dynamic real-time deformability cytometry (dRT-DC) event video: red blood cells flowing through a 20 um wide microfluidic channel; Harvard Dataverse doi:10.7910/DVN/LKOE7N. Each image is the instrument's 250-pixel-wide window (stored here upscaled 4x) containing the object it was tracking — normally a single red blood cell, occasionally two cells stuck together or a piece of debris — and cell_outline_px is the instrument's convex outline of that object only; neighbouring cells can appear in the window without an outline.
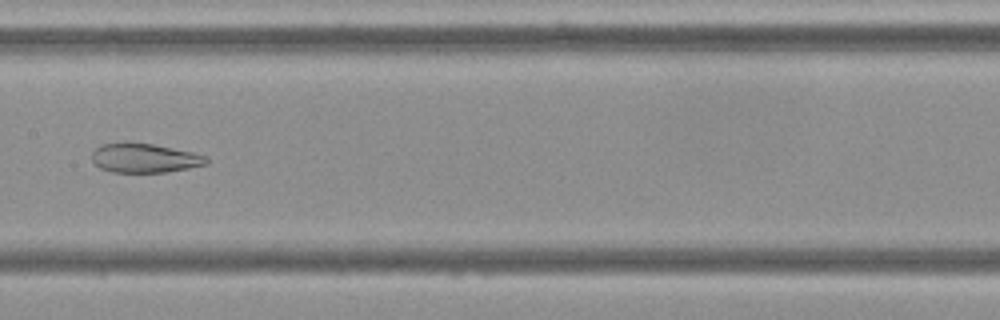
{"species": "Egyptian fruit bat (a non-hibernating species)", "species_latin": "Rousettus aegyptiacus", "temperature_condition": "cold", "stored_images_in_passage": 8, "camera_frame_rate_fps": 3000, "um_per_image_px": 0.085, "frame": {"image": 1, "passage_image": 8, "time_ms": 9.0, "image_size_px": [1000, 320], "cell_outline_px": [[208, 164], [188, 168], [164, 172], [112, 172], [100, 168], [92, 160], [92, 152], [100, 144], [124, 140], [128, 140], [152, 144], [192, 152], [208, 156]], "centroid_in_image_um": [12.25, 13.4], "position_along_channel_um": 195.2, "area_um2": 19.88}}